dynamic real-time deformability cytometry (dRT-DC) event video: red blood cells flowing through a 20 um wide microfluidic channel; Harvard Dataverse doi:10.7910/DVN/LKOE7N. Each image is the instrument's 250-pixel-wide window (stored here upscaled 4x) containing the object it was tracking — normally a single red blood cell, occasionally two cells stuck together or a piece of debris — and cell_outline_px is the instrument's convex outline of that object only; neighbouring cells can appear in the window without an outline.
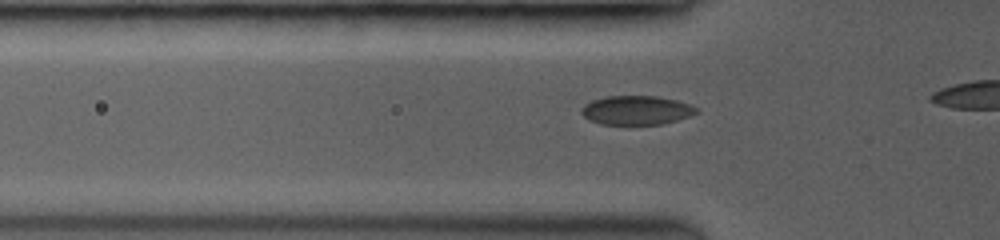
{"species": "common noctule bat (a hibernating species)", "species_latin": "Nyctalus noctula", "temperature_condition": "room temperature", "stored_images_in_passage": 16, "camera_frame_rate_fps": 3500, "um_per_image_px": 0.085, "animal": {"sex": "female", "body_mass_g": 19.0, "forearm_length_mm": 53.3}, "frame": {"image": 1, "passage_image": 10, "time_ms": 2.571, "image_size_px": [1000, 240], "cell_outline_px": [[696, 112], [688, 116], [664, 124], [600, 124], [584, 116], [580, 112], [580, 108], [584, 104], [592, 100], [608, 96], [656, 96], [676, 100], [688, 104], [696, 108]], "centroid_in_image_um": [54.04, 9.36], "position_along_channel_um": 71.8, "area_um2": 19.19}}
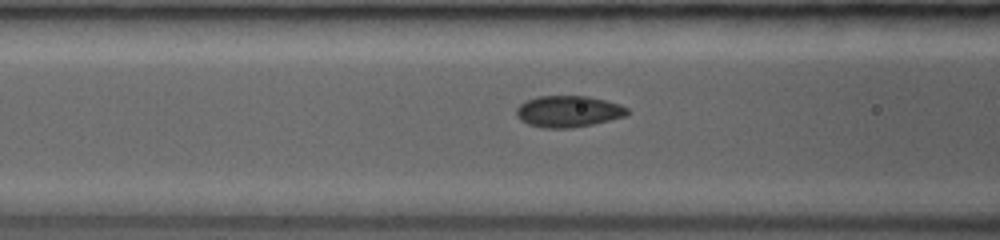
{"frame": {"image": 2, "passage_image": 14, "time_ms": 3.714, "image_size_px": [1000, 240], "cell_outline_px": [[628, 112], [624, 116], [592, 124], [572, 128], [540, 128], [528, 124], [520, 120], [516, 116], [516, 108], [520, 104], [528, 100], [540, 96], [584, 96], [604, 100], [628, 108]], "centroid_in_image_um": [48.24, 9.48], "position_along_channel_um": 118.4, "area_um2": 20.06}}